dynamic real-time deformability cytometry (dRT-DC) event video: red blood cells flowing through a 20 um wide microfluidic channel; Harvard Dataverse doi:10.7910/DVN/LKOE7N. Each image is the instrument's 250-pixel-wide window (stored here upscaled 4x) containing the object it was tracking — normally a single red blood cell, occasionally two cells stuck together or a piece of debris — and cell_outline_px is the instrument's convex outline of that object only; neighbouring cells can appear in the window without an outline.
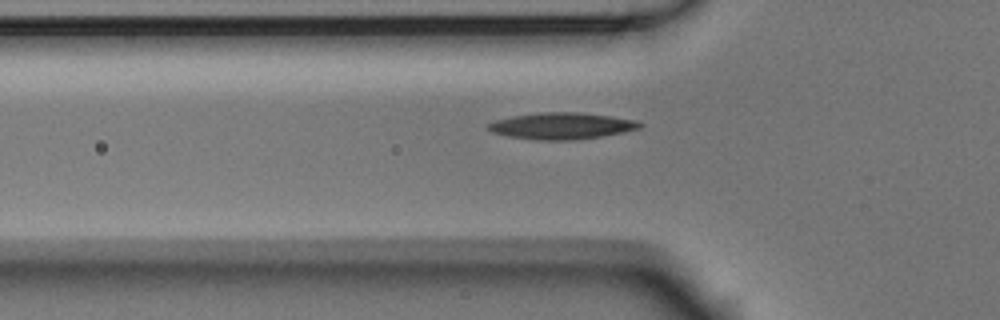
{"species": "Egyptian fruit bat (a non-hibernating species)", "species_latin": "Rousettus aegyptiacus", "temperature_condition": "room temperature", "stored_images_in_passage": 38, "camera_frame_rate_fps": 3000, "um_per_image_px": 0.085, "animal": {"sex": "male"}, "frame": {"image": 1, "passage_image": 2, "time_ms": 0.333, "image_size_px": [1000, 320], "cell_outline_px": [[644, 124], [640, 128], [624, 132], [576, 140], [536, 140], [508, 136], [492, 132], [488, 128], [488, 124], [496, 120], [512, 116], [536, 112], [576, 112], [612, 116], [636, 120]], "centroid_in_image_um": [47.76, 10.7], "position_along_channel_um": 78.0, "area_um2": 23.47}}
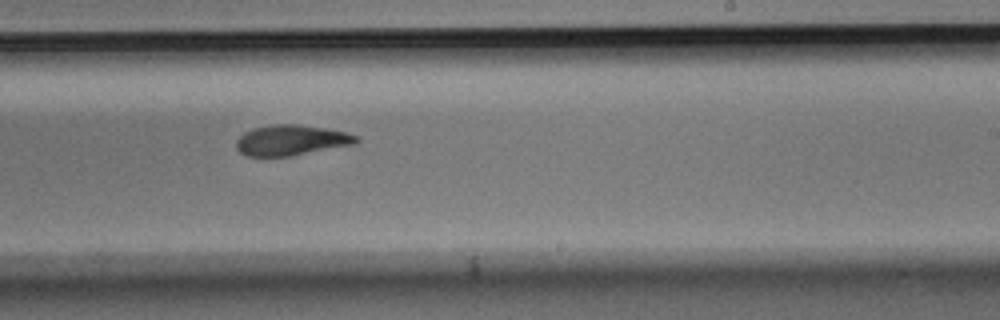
{"frame": {"image": 2, "passage_image": 17, "time_ms": 5.333, "image_size_px": [1000, 320], "cell_outline_px": [[360, 140], [356, 144], [288, 156], [248, 156], [240, 152], [236, 148], [236, 140], [244, 132], [252, 128], [276, 124], [300, 124], [324, 128], [344, 132], [356, 136]], "centroid_in_image_um": [24.73, 11.91], "position_along_channel_um": 264.3, "area_um2": 21.15}}
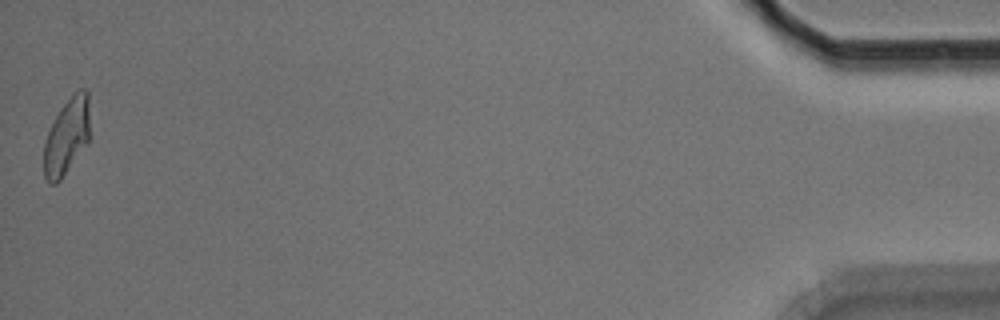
{"frame": {"image": 3, "passage_image": 38, "time_ms": 12.333, "image_size_px": [1000, 320], "cell_outline_px": [[92, 136], [88, 144], [60, 180], [56, 184], [48, 184], [44, 176], [44, 144], [48, 132], [60, 108], [72, 92], [80, 88], [84, 88], [88, 92]], "centroid_in_image_um": [5.74, 11.56], "position_along_channel_um": 429.5, "area_um2": 21.21}, "authors_computed_cell_mechanics": {"area_um2": 21.7039, "velocity_mm_per_s": 3.7104, "shape_relaxation_time_tau1_ms": 5.3477, "shape_relaxation_time_tau2_ms": 4.3001, "deformation_change_tau1": 0.1566, "deformation_change_tau2": 0.1145}}